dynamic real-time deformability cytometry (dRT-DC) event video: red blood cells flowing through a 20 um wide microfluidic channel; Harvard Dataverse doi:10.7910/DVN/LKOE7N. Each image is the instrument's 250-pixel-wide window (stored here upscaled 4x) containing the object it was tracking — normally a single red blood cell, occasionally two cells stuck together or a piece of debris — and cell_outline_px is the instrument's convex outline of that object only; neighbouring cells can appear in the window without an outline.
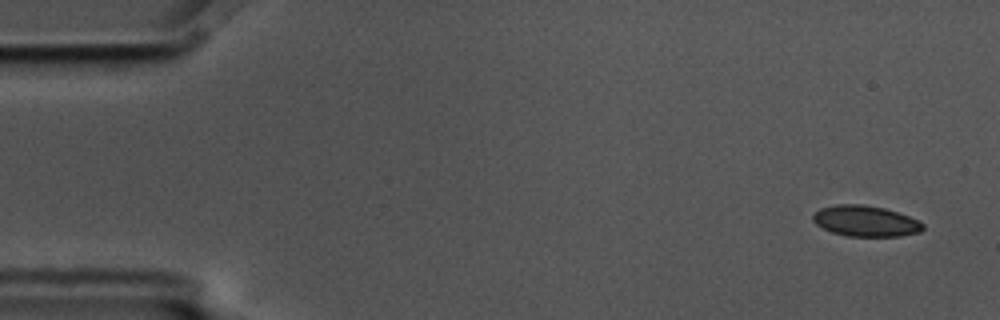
{"species": "common noctule bat (a hibernating species)", "species_latin": "Nyctalus noctula", "temperature_condition": "cold", "stored_images_in_passage": 6, "camera_frame_rate_fps": 3000, "um_per_image_px": 0.085, "animal": {"sex": "male", "body_mass_g": 17.5, "forearm_length_mm": 52.3}, "frame": {"image": 1, "passage_image": 1, "time_ms": 0.0, "image_size_px": [1000, 320], "cell_outline_px": [[924, 228], [920, 232], [900, 236], [848, 236], [832, 232], [816, 224], [812, 220], [812, 216], [820, 208], [836, 204], [864, 204], [884, 208], [908, 216], [924, 224]], "centroid_in_image_um": [73.56, 18.78], "position_along_channel_um": 11.4, "area_um2": 19.65}}
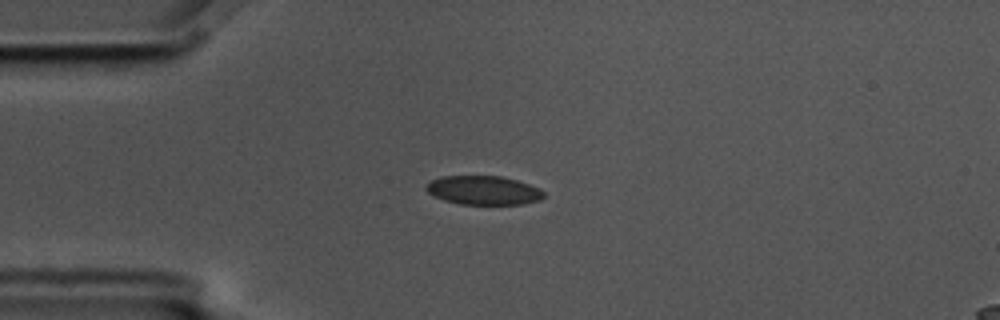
{"frame": {"image": 2, "passage_image": 4, "time_ms": 1.0, "image_size_px": [1000, 320], "cell_outline_px": [[544, 196], [540, 200], [524, 204], [460, 204], [444, 200], [428, 192], [424, 188], [424, 184], [440, 176], [500, 176], [516, 180], [540, 188], [544, 192]], "centroid_in_image_um": [41.08, 16.17], "position_along_channel_um": 43.9, "area_um2": 19.83}}